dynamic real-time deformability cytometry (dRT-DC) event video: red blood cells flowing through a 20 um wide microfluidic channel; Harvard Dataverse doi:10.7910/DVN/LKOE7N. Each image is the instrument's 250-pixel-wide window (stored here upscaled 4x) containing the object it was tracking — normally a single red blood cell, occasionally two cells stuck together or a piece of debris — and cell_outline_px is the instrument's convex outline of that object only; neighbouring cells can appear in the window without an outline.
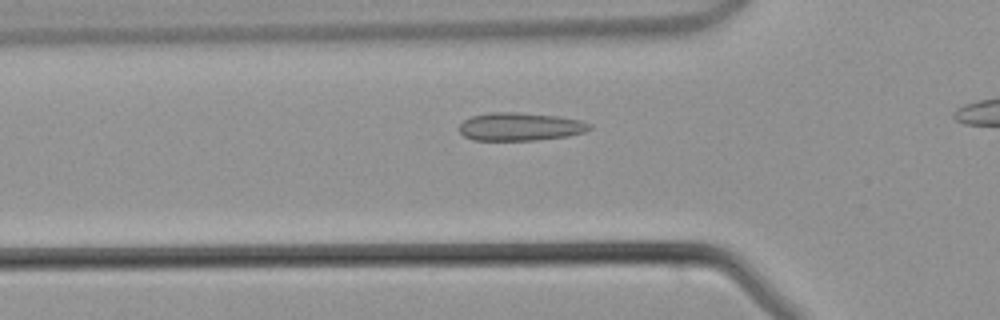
{"species": "common noctule bat (a hibernating species)", "species_latin": "Nyctalus noctula", "temperature_condition": "warm", "stored_images_in_passage": 17, "camera_frame_rate_fps": 3000, "um_per_image_px": 0.085, "animal": {"sex": "male", "body_mass_g": 21.5, "forearm_length_mm": 52.0}, "frame": {"image": 1, "passage_image": 10, "time_ms": 3.0, "image_size_px": [1000, 320], "cell_outline_px": [[592, 128], [584, 132], [568, 136], [532, 140], [472, 140], [464, 136], [460, 132], [460, 124], [464, 120], [472, 116], [488, 112], [516, 112], [560, 116], [580, 120], [592, 124]], "centroid_in_image_um": [44.22, 10.76], "position_along_channel_um": 81.6, "area_um2": 21.39}}